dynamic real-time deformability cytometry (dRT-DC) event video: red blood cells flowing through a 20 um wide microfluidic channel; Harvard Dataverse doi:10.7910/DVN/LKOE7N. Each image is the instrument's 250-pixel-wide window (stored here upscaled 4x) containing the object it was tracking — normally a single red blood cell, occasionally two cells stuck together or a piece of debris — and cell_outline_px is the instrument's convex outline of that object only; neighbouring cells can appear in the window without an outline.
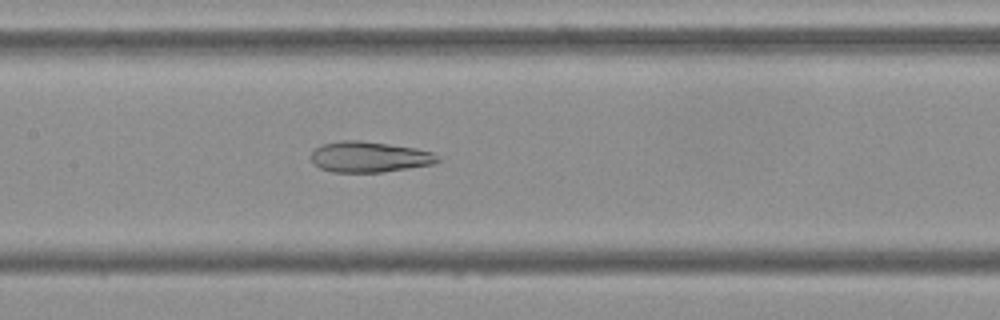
{"species": "Egyptian fruit bat (a non-hibernating species)", "species_latin": "Rousettus aegyptiacus", "temperature_condition": "cold", "stored_images_in_passage": 38, "camera_frame_rate_fps": 3000, "um_per_image_px": 0.085, "frame": {"image": 1, "passage_image": 10, "time_ms": 3.0, "image_size_px": [1000, 320], "cell_outline_px": [[440, 160], [432, 164], [408, 168], [380, 172], [332, 172], [320, 168], [312, 164], [308, 156], [316, 148], [324, 144], [344, 140], [360, 140], [416, 148], [432, 152]], "centroid_in_image_um": [31.33, 13.34], "position_along_channel_um": 176.1, "area_um2": 22.6}}
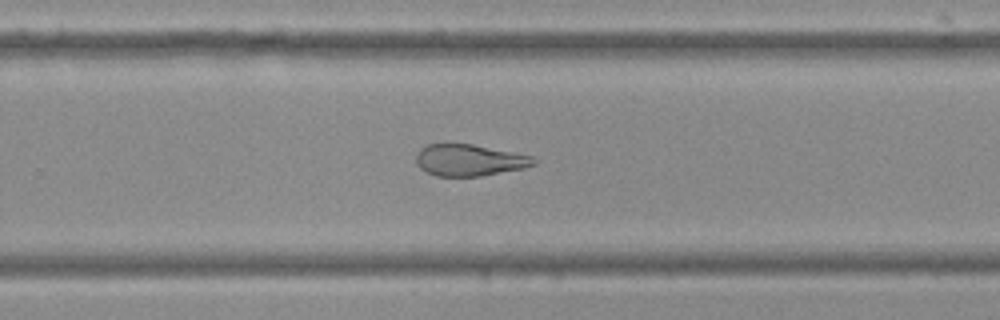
{"frame": {"image": 2, "passage_image": 19, "time_ms": 6.0, "image_size_px": [1000, 320], "cell_outline_px": [[536, 164], [524, 168], [480, 176], [436, 176], [420, 168], [416, 164], [416, 152], [420, 148], [428, 144], [472, 144], [532, 156]], "centroid_in_image_um": [39.85, 13.61], "position_along_channel_um": 289.9, "area_um2": 21.5}}
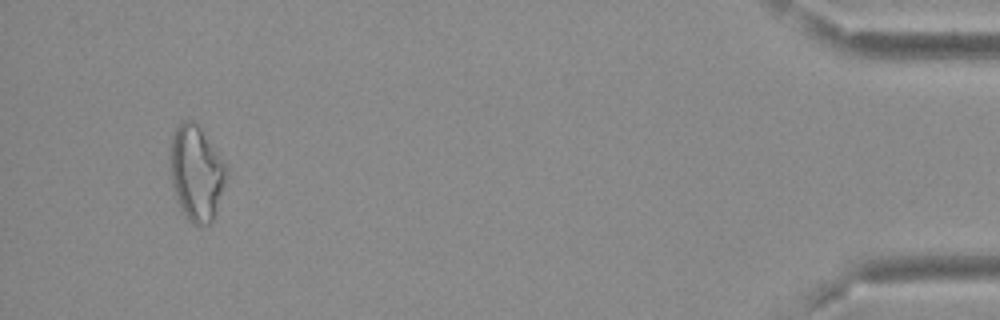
{"frame": {"image": 3, "passage_image": 35, "time_ms": 11.333, "image_size_px": [1000, 320], "cell_outline_px": [[228, 176], [212, 220], [208, 224], [200, 228], [188, 220], [176, 196], [172, 184], [168, 156], [168, 152], [172, 136], [176, 124], [184, 120], [192, 120], [200, 128], [224, 160], [228, 168]], "centroid_in_image_um": [16.68, 14.67], "position_along_channel_um": 418.5, "area_um2": 31.44}, "authors_computed_cell_mechanics": {"area_um2": 24.1604, "velocity_mm_per_s": 3.811, "shape_relaxation_time_tau1_ms": null, "shape_relaxation_time_tau2_ms": 2.5613, "deformation_change_tau1": null, "deformation_change_tau2": 0.1149}}